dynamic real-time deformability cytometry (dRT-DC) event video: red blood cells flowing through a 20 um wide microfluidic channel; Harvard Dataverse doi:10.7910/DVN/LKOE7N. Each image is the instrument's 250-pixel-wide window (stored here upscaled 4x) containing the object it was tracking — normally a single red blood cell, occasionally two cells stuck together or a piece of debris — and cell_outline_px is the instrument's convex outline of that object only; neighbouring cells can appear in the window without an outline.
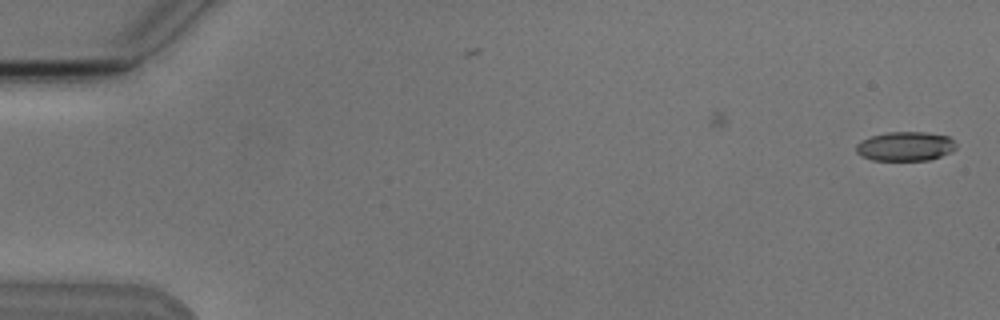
{"species": "Egyptian fruit bat (a non-hibernating species)", "species_latin": "Rousettus aegyptiacus", "temperature_condition": "cold", "stored_images_in_passage": 4, "camera_frame_rate_fps": 3000, "um_per_image_px": 0.085, "animal": {"sex": "male"}, "frame": {"image": 1, "passage_image": 1, "time_ms": 0.0, "image_size_px": [1000, 320], "cell_outline_px": [[956, 148], [952, 152], [928, 160], [872, 160], [860, 156], [856, 152], [856, 144], [860, 140], [884, 132], [924, 132], [948, 136], [956, 144]], "centroid_in_image_um": [76.92, 12.43], "position_along_channel_um": 8.1, "area_um2": 17.11}}